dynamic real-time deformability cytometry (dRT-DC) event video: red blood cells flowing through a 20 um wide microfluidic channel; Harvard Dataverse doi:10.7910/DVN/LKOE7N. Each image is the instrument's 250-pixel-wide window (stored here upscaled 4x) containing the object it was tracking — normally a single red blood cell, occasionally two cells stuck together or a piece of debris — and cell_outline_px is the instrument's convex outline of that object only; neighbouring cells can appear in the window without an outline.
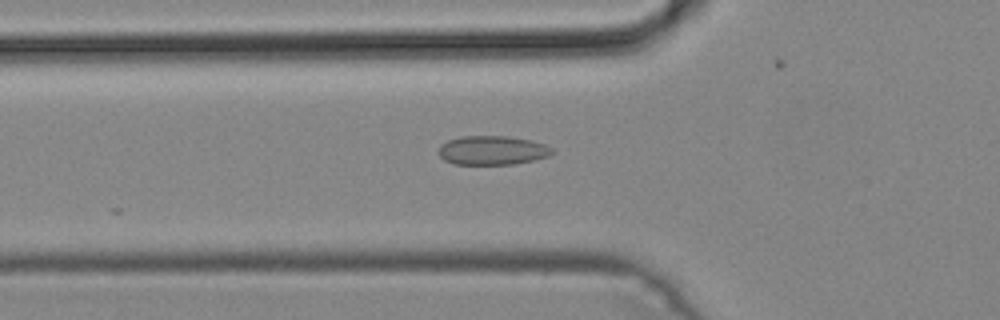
{"species": "common noctule bat (a hibernating species)", "species_latin": "Nyctalus noctula", "temperature_condition": "cold", "stored_images_in_passage": 12, "camera_frame_rate_fps": 3000, "um_per_image_px": 0.085, "animal": {"sex": "male", "body_mass_g": 19.2, "forearm_length_mm": 51.8}, "frame": {"image": 1, "passage_image": 2, "time_ms": 0.333, "image_size_px": [1000, 320], "cell_outline_px": [[552, 152], [548, 156], [532, 160], [512, 164], [452, 164], [444, 160], [436, 152], [440, 144], [448, 140], [460, 136], [508, 136], [532, 140], [544, 144], [552, 148]], "centroid_in_image_um": [41.78, 12.77], "position_along_channel_um": 84.0, "area_um2": 19.31}}
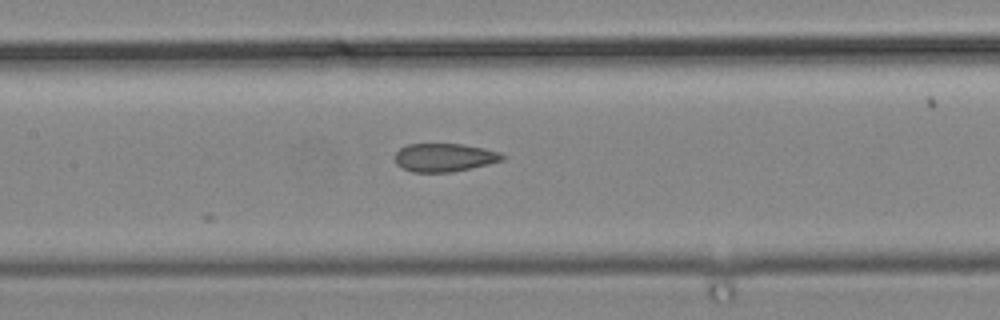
{"frame": {"image": 2, "passage_image": 8, "time_ms": 2.333, "image_size_px": [1000, 320], "cell_outline_px": [[504, 160], [488, 164], [452, 172], [412, 172], [396, 164], [396, 152], [400, 148], [408, 144], [460, 144], [484, 148], [500, 152], [504, 156]], "centroid_in_image_um": [37.78, 13.38], "position_along_channel_um": 169.6, "area_um2": 17.57}}
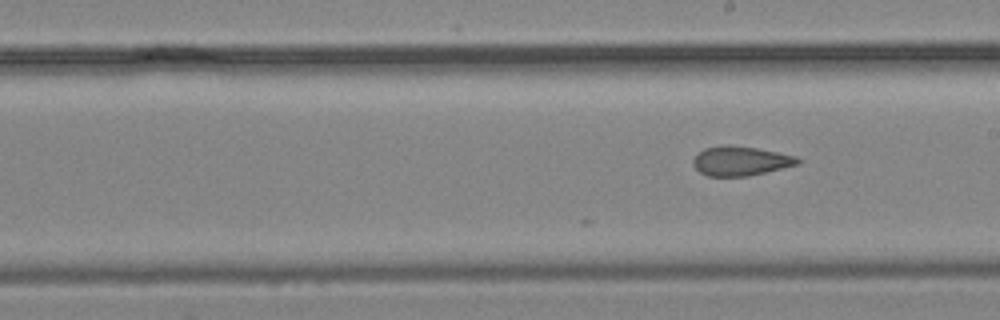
{"frame": {"image": 3, "passage_image": 12, "time_ms": 3.667, "image_size_px": [1000, 320], "cell_outline_px": [[800, 164], [748, 176], [708, 176], [700, 172], [692, 164], [692, 160], [704, 148], [728, 144], [756, 148], [796, 156], [800, 160]], "centroid_in_image_um": [62.94, 13.68], "position_along_channel_um": 226.1, "area_um2": 17.8}}